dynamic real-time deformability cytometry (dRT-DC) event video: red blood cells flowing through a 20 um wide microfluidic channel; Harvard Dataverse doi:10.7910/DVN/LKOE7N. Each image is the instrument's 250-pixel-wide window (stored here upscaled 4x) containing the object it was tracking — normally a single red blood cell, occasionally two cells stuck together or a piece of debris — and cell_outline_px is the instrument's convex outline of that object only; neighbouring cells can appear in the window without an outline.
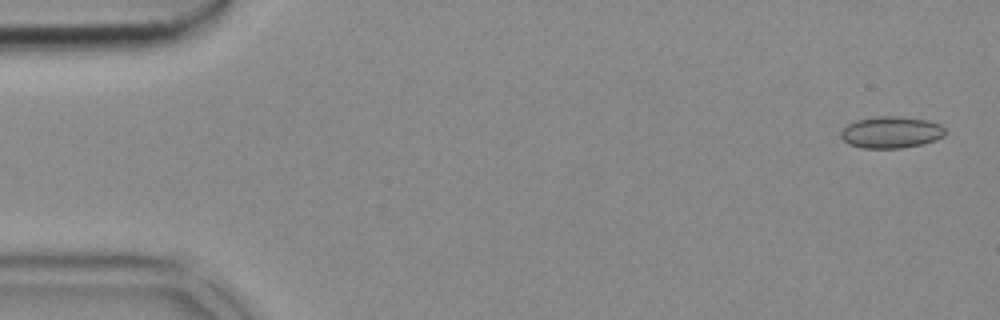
{"species": "common noctule bat (a hibernating species)", "species_latin": "Nyctalus noctula", "temperature_condition": "cold", "stored_images_in_passage": 52, "camera_frame_rate_fps": 3000, "um_per_image_px": 0.085, "animal": {"sex": "female", "body_mass_g": 18.4}, "frame": {"image": 1, "passage_image": 1, "time_ms": 0.0, "image_size_px": [1000, 320], "cell_outline_px": [[944, 136], [936, 140], [920, 144], [900, 148], [860, 148], [848, 144], [840, 136], [840, 132], [848, 124], [856, 120], [884, 116], [896, 116], [928, 120], [940, 124], [944, 128]], "centroid_in_image_um": [75.73, 11.25], "position_along_channel_um": 9.3, "area_um2": 19.13}}
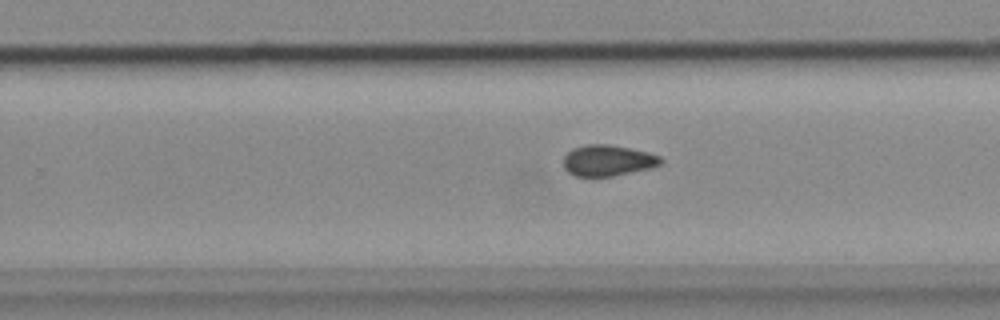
{"frame": {"image": 2, "passage_image": 32, "time_ms": 10.333, "image_size_px": [1000, 320], "cell_outline_px": [[664, 160], [660, 164], [652, 168], [612, 176], [572, 176], [564, 168], [564, 156], [572, 148], [588, 144], [608, 144], [648, 152], [660, 156]], "centroid_in_image_um": [51.66, 13.64], "position_along_channel_um": 278.1, "area_um2": 17.63}}
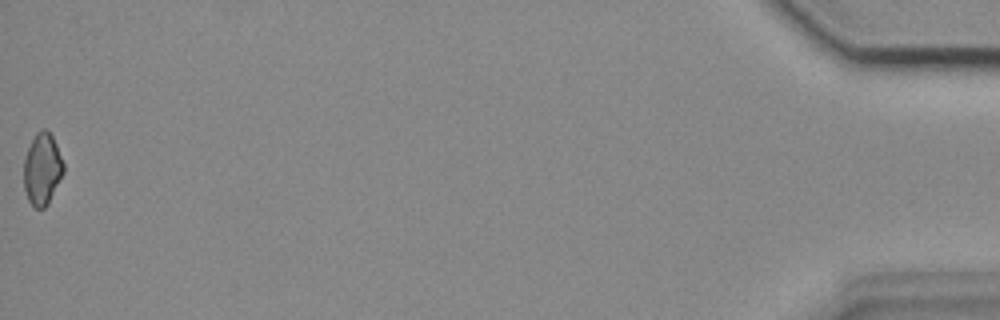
{"frame": {"image": 3, "passage_image": 52, "time_ms": 17.0, "image_size_px": [1000, 320], "cell_outline_px": [[64, 172], [48, 204], [44, 208], [36, 208], [28, 200], [24, 188], [24, 160], [28, 148], [36, 132], [44, 128], [52, 136], [56, 144], [64, 164]], "centroid_in_image_um": [3.59, 14.38], "position_along_channel_um": 431.6, "area_um2": 16.47}}